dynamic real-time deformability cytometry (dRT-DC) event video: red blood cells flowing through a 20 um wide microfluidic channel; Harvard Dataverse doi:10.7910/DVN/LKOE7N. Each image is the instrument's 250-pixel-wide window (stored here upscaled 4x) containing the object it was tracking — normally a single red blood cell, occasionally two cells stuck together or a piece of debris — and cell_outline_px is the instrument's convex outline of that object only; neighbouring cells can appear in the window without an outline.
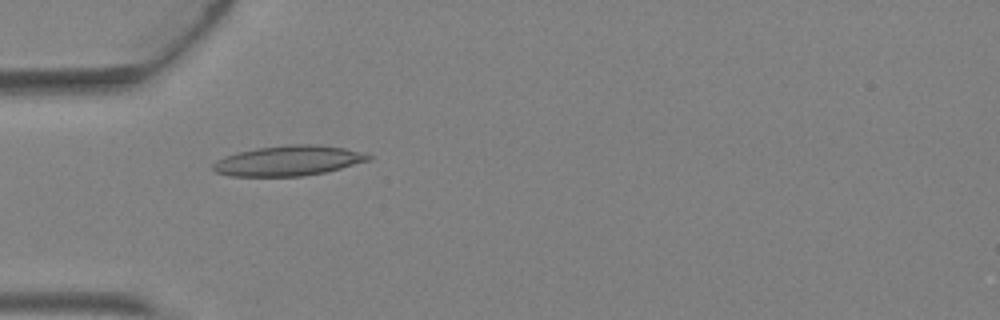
{"species": "Egyptian fruit bat (a non-hibernating species)", "species_latin": "Rousettus aegyptiacus", "temperature_condition": "warm", "stored_images_in_passage": 3, "camera_frame_rate_fps": 3000, "um_per_image_px": 0.085, "animal": {"sex": "female"}, "frame": {"image": 1, "passage_image": 2, "time_ms": 0.333, "image_size_px": [1000, 320], "cell_outline_px": [[372, 160], [324, 172], [304, 176], [228, 176], [216, 172], [212, 168], [212, 164], [216, 160], [236, 152], [256, 148], [288, 144], [320, 144], [344, 148], [360, 152], [372, 156]], "centroid_in_image_um": [24.5, 13.65], "position_along_channel_um": 60.5, "area_um2": 27.4}}
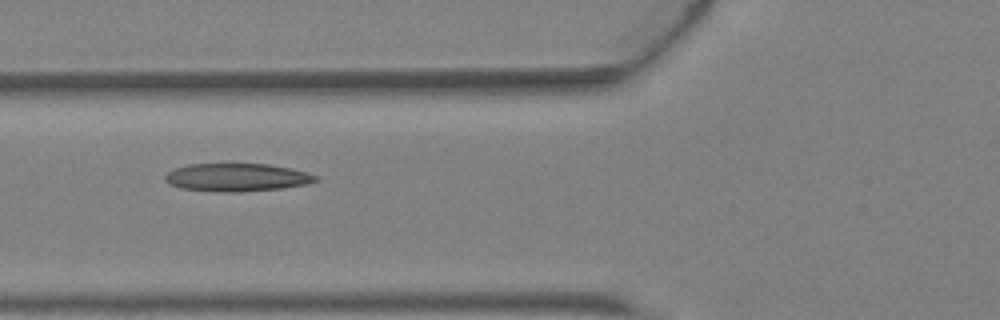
{"frame": {"image": 2, "passage_image": 3, "time_ms": 0.667, "image_size_px": [1000, 320], "cell_outline_px": [[320, 180], [308, 184], [280, 188], [240, 192], [216, 192], [180, 188], [168, 184], [164, 180], [164, 176], [172, 168], [188, 164], [268, 164], [292, 168], [308, 172], [320, 176]], "centroid_in_image_um": [20.14, 15.08], "position_along_channel_um": 105.7, "area_um2": 24.97}}